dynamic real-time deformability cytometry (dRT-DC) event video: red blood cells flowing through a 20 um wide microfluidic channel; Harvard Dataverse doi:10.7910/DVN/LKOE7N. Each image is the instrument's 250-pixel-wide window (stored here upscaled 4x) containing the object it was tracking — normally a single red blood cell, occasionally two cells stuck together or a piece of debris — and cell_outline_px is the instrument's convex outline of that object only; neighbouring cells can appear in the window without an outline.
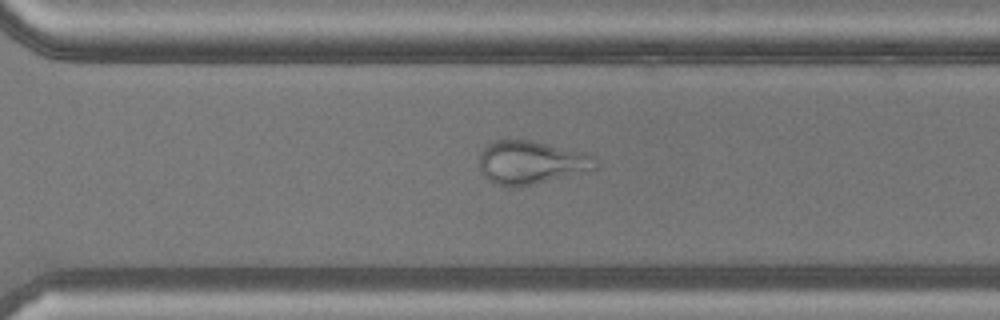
{"species": "common noctule bat (a hibernating species)", "species_latin": "Nyctalus noctula", "temperature_condition": "warm", "stored_images_in_passage": 47, "camera_frame_rate_fps": 3000, "um_per_image_px": 0.085, "animal": {"sex": "male", "body_mass_g": 20.5, "forearm_length_mm": 52.5}, "frame": {"image": 1, "passage_image": 34, "time_ms": 11.0, "image_size_px": [1000, 320], "cell_outline_px": [[600, 164], [596, 168], [532, 184], [512, 188], [492, 184], [484, 176], [480, 168], [480, 152], [488, 144], [496, 140], [508, 136], [532, 140], [584, 152], [596, 156], [600, 160]], "centroid_in_image_um": [45.11, 13.77], "position_along_channel_um": 325.5, "area_um2": 29.88}}
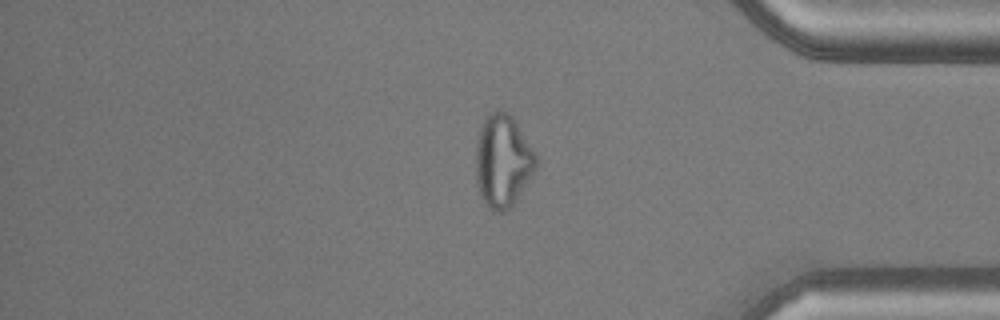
{"frame": {"image": 2, "passage_image": 40, "time_ms": 13.0, "image_size_px": [1000, 320], "cell_outline_px": [[536, 168], [512, 204], [504, 212], [492, 212], [484, 204], [476, 184], [476, 140], [480, 128], [484, 120], [496, 108], [500, 108], [508, 112], [512, 116], [536, 152]], "centroid_in_image_um": [42.71, 13.66], "position_along_channel_um": 392.5, "area_um2": 32.54}}